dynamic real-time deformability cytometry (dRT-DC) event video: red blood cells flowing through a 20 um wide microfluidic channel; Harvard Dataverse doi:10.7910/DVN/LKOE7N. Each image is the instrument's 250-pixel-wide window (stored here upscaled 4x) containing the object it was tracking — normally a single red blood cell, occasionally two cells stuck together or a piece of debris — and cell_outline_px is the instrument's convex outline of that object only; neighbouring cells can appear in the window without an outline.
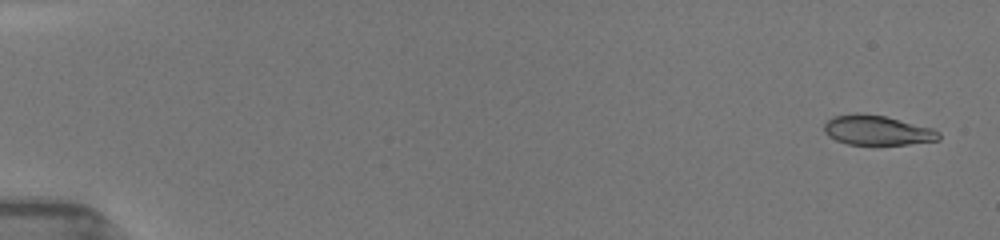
{"species": "common noctule bat (a hibernating species)", "species_latin": "Nyctalus noctula", "temperature_condition": "room temperature", "stored_images_in_passage": 62, "camera_frame_rate_fps": 3000, "um_per_image_px": 0.085, "animal": {"sex": "female", "body_mass_g": 19.5, "forearm_length_mm": 54.1}, "frame": {"image": 1, "passage_image": 2, "time_ms": 0.333, "image_size_px": [1000, 240], "cell_outline_px": [[940, 140], [908, 144], [848, 144], [836, 140], [828, 136], [824, 132], [824, 124], [832, 116], [856, 112], [884, 116], [932, 128], [940, 132]], "centroid_in_image_um": [74.54, 11.06], "position_along_channel_um": 10.5, "area_um2": 19.83}}
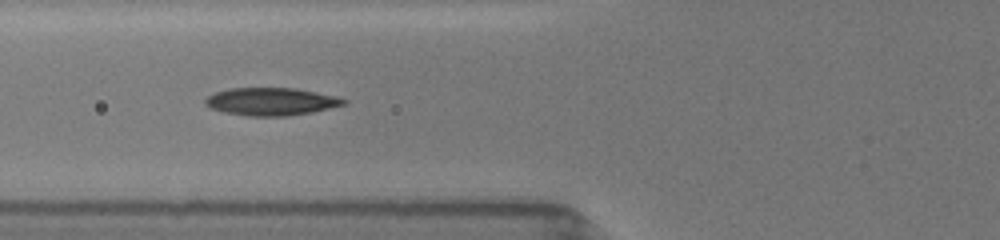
{"frame": {"image": 2, "passage_image": 21, "time_ms": 6.667, "image_size_px": [1000, 240], "cell_outline_px": [[348, 104], [312, 112], [288, 116], [248, 116], [224, 112], [208, 108], [204, 104], [204, 100], [208, 96], [216, 92], [228, 88], [296, 88], [336, 96], [348, 100]], "centroid_in_image_um": [23.05, 8.63], "position_along_channel_um": 102.8, "area_um2": 22.54}}
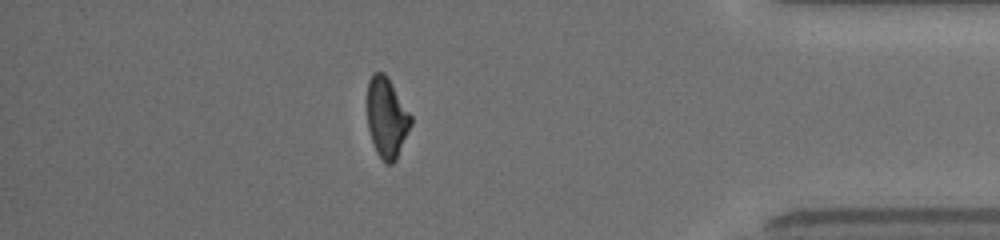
{"frame": {"image": 3, "passage_image": 56, "time_ms": 15.0, "image_size_px": [1000, 240], "cell_outline_px": [[412, 124], [396, 160], [392, 164], [384, 164], [376, 152], [368, 128], [368, 80], [372, 72], [384, 72], [388, 76], [412, 116]], "centroid_in_image_um": [32.88, 10.0], "position_along_channel_um": 402.3, "area_um2": 20.58}, "authors_computed_cell_mechanics": {"area_um2": 21.7039, "velocity_mm_per_s": 3.9886, "shape_relaxation_time_tau1_ms": 4.8382, "shape_relaxation_time_tau2_ms": 3.2878, "deformation_change_tau1": 0.1872, "deformation_change_tau2": 0.0941}}